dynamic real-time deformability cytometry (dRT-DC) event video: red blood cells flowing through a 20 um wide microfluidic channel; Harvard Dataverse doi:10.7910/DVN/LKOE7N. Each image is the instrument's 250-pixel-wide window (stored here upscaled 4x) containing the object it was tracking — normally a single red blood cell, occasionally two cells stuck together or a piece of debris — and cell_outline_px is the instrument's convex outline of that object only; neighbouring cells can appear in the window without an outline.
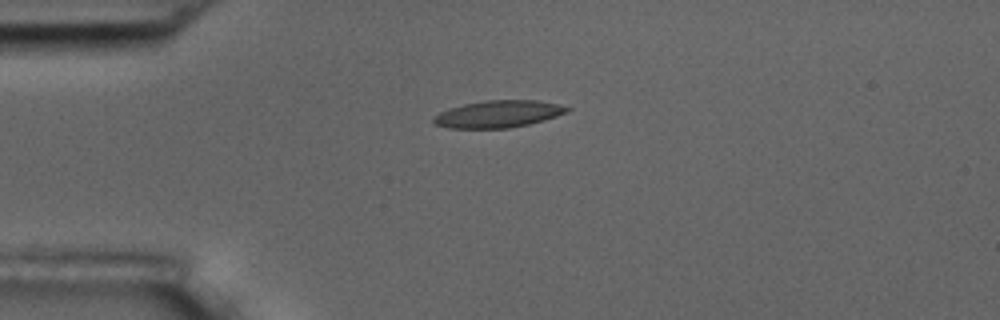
{"species": "common noctule bat (a hibernating species)", "species_latin": "Nyctalus noctula", "temperature_condition": "room temperature", "stored_images_in_passage": 12, "camera_frame_rate_fps": 3000, "um_per_image_px": 0.085, "animal": {"sex": "male", "body_mass_g": 17.5, "forearm_length_mm": 52.3}, "frame": {"image": 1, "passage_image": 1, "time_ms": 0.0, "image_size_px": [1000, 320], "cell_outline_px": [[572, 108], [568, 112], [544, 120], [528, 124], [508, 128], [448, 128], [436, 124], [432, 120], [432, 116], [448, 108], [464, 104], [484, 100], [536, 100], [556, 104]], "centroid_in_image_um": [42.32, 9.69], "position_along_channel_um": 42.7, "area_um2": 21.04}}
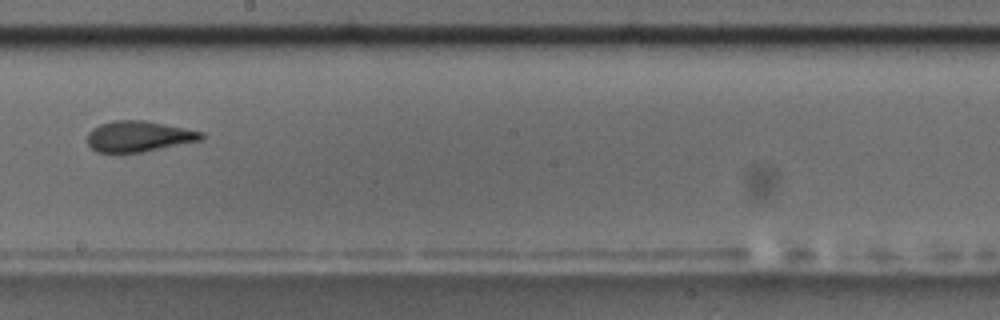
{"frame": {"image": 2, "passage_image": 6, "time_ms": 6.0, "image_size_px": [1000, 320], "cell_outline_px": [[204, 136], [200, 140], [144, 152], [96, 152], [88, 144], [88, 132], [92, 128], [100, 124], [112, 120], [144, 120], [204, 132]], "centroid_in_image_um": [11.77, 11.58], "position_along_channel_um": 236.4, "area_um2": 20.35}}
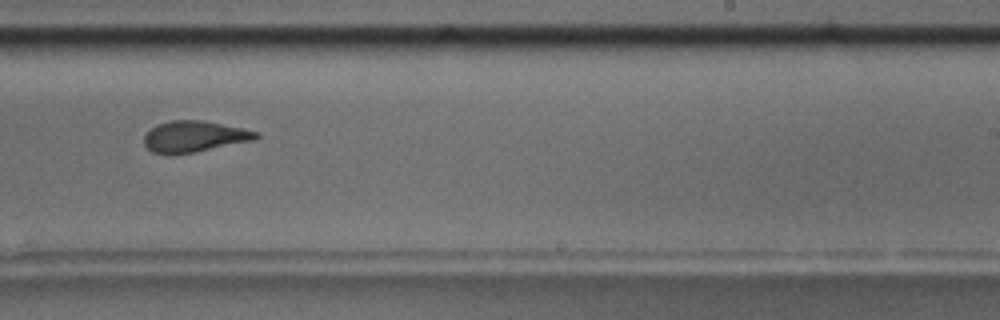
{"frame": {"image": 3, "passage_image": 7, "time_ms": 7.0, "image_size_px": [1000, 320], "cell_outline_px": [[260, 136], [256, 140], [196, 152], [152, 152], [144, 144], [144, 136], [152, 128], [160, 124], [172, 120], [204, 120], [244, 128], [260, 132]], "centroid_in_image_um": [16.62, 11.58], "position_along_channel_um": 272.4, "area_um2": 20.06}, "authors_computed_cell_mechanics": {"area_um2": 21.0681, "velocity_mm_per_s": 3.6082, "shape_relaxation_time_tau1_ms": 7.1778, "shape_relaxation_time_tau2_ms": 1.0826, "deformation_change_tau1": 0.1817, "deformation_change_tau2": 0.075}}